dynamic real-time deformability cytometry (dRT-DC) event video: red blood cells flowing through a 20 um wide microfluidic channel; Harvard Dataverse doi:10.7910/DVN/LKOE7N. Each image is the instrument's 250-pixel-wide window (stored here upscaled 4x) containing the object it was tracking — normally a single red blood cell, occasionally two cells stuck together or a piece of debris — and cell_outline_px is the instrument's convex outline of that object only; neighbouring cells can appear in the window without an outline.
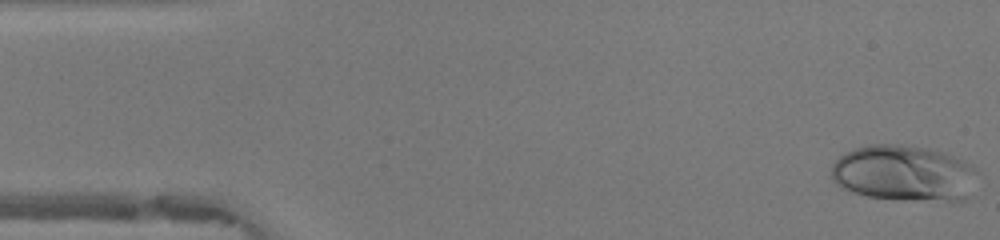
{"species": "human", "species_latin": "Homo sapiens", "temperature_condition": "warm", "stored_images_in_passage": 47, "camera_frame_rate_fps": 3000, "um_per_image_px": 0.085, "donor": {"sex": "female"}, "frame": {"image": 1, "passage_image": 1, "time_ms": 0.0, "image_size_px": [1000, 240], "cell_outline_px": [[980, 172], [968, 196], [964, 200], [896, 200], [868, 196], [840, 188], [832, 180], [832, 164], [844, 152], [856, 148], [872, 144], [900, 144], [928, 148], [944, 152], [964, 160], [972, 164]], "centroid_in_image_um": [76.86, 14.72], "position_along_channel_um": 8.1, "area_um2": 48.26}}
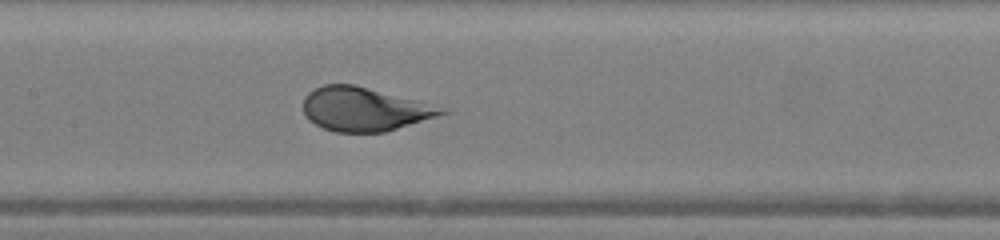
{"frame": {"image": 2, "passage_image": 22, "time_ms": 7.0, "image_size_px": [1000, 240], "cell_outline_px": [[448, 112], [436, 116], [384, 132], [336, 132], [324, 128], [308, 120], [304, 116], [304, 96], [308, 92], [324, 84], [352, 84], [448, 108]], "centroid_in_image_um": [30.93, 9.28], "position_along_channel_um": 176.5, "area_um2": 34.8}}
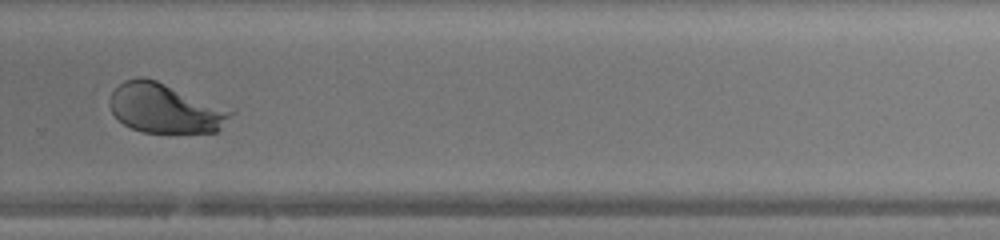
{"frame": {"image": 3, "passage_image": 32, "time_ms": 10.333, "image_size_px": [1000, 240], "cell_outline_px": [[236, 112], [216, 132], [144, 132], [132, 128], [124, 124], [112, 112], [108, 104], [108, 100], [112, 92], [124, 80], [136, 76], [144, 76], [156, 80], [236, 108]], "centroid_in_image_um": [14.11, 9.17], "position_along_channel_um": 315.7, "area_um2": 35.72}}